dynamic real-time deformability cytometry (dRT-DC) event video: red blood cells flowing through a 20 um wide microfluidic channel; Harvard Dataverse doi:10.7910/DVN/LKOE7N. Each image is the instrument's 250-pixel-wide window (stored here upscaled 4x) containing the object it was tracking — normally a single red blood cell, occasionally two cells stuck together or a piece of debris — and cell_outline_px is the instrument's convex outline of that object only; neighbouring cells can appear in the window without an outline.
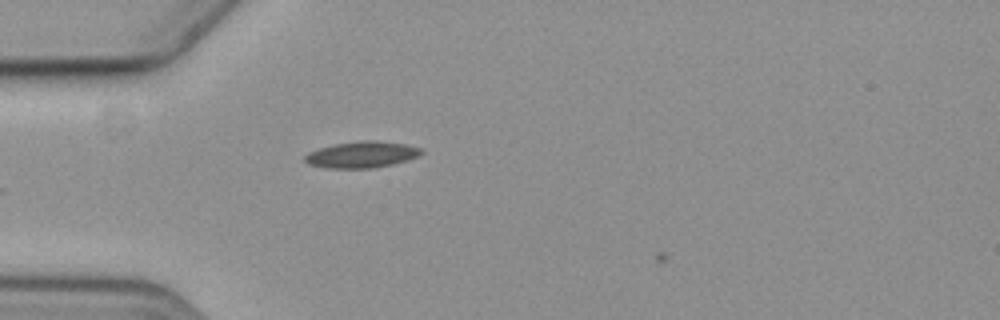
{"species": "common noctule bat (a hibernating species)", "species_latin": "Nyctalus noctula", "temperature_condition": "cold", "stored_images_in_passage": 3, "camera_frame_rate_fps": 3000, "um_per_image_px": 0.085, "animal": {"sex": "female", "body_mass_g": 19.3, "forearm_length_mm": 54.1}, "frame": {"image": 1, "passage_image": 3, "time_ms": 2.333, "image_size_px": [1000, 320], "cell_outline_px": [[424, 152], [416, 156], [392, 164], [372, 168], [328, 168], [308, 164], [304, 160], [304, 156], [308, 152], [332, 144], [360, 140], [376, 140], [404, 144], [424, 148]], "centroid_in_image_um": [30.72, 13.13], "position_along_channel_um": 54.3, "area_um2": 17.86}}